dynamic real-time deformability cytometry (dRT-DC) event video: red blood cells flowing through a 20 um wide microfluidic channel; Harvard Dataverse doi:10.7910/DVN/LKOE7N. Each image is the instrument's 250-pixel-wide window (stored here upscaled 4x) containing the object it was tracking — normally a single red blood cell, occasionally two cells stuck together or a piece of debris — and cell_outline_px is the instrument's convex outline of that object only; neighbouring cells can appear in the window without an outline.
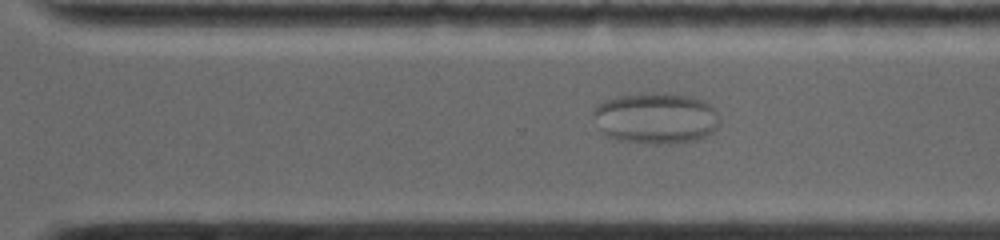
{"species": "common noctule bat (a hibernating species)", "species_latin": "Nyctalus noctula", "temperature_condition": "warm", "stored_images_in_passage": 58, "camera_frame_rate_fps": 5000, "um_per_image_px": 0.085, "animal": {"sex": "female", "body_mass_g": 19.0, "forearm_length_mm": 53.3}, "frame": {"image": 1, "passage_image": 36, "time_ms": 8.6, "image_size_px": [1000, 240], "cell_outline_px": [[720, 120], [716, 128], [712, 132], [696, 140], [668, 144], [644, 144], [616, 140], [608, 136], [600, 128], [592, 112], [596, 104], [604, 100], [620, 96], [640, 92], [664, 92], [688, 96], [700, 100], [708, 104], [720, 116]], "centroid_in_image_um": [55.72, 10.04], "position_along_channel_um": 314.9, "area_um2": 37.92}}